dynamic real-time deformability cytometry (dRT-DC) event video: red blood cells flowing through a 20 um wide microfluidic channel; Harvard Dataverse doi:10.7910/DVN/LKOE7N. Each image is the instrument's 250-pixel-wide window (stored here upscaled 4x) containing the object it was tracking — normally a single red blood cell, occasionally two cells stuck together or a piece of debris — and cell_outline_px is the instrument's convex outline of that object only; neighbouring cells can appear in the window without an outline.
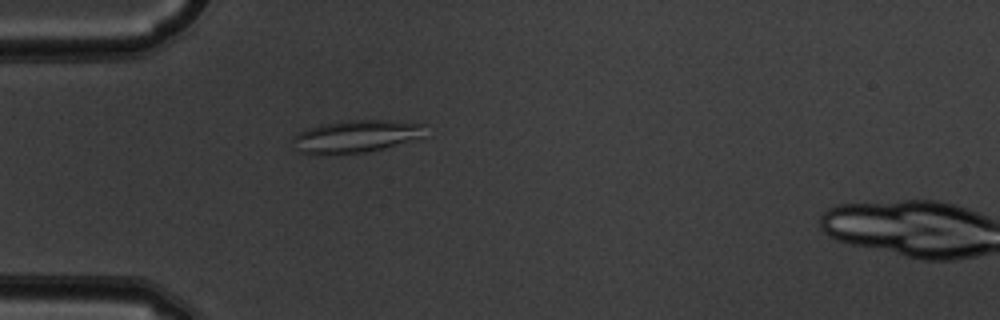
{"species": "common noctule bat (a hibernating species)", "species_latin": "Nyctalus noctula", "temperature_condition": "warm", "stored_images_in_passage": 54, "segment_of_instrument_passage": [1, 2], "camera_frame_rate_fps": 3000, "um_per_image_px": 0.085, "animal": {"sex": "male", "body_mass_g": 19.5, "forearm_length_mm": 54.6}, "frame": {"image": 1, "passage_image": 16, "time_ms": 5.0, "image_size_px": [1000, 320], "cell_outline_px": [[424, 124], [420, 136], [384, 148], [364, 152], [324, 156], [312, 156], [296, 152], [292, 140], [292, 136], [304, 128], [320, 124], [344, 120], [380, 120]], "centroid_in_image_um": [30.02, 11.62], "position_along_channel_um": 55.0, "area_um2": 25.26}}
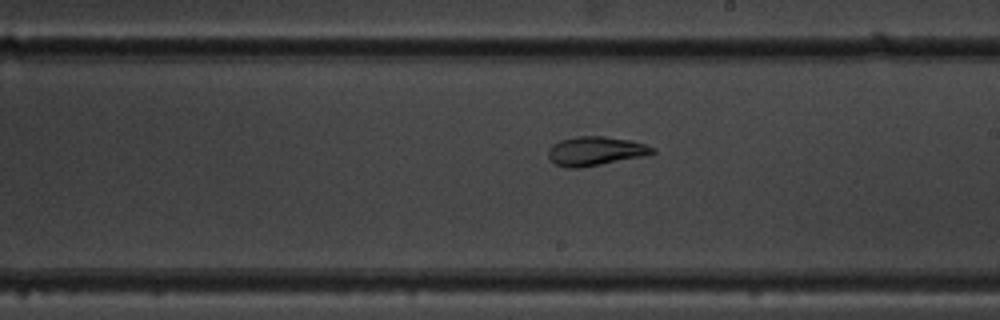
{"frame": {"image": 2, "passage_image": 31, "time_ms": 10.0, "image_size_px": [1000, 320], "cell_outline_px": [[656, 152], [640, 156], [580, 168], [568, 168], [556, 164], [548, 156], [548, 148], [552, 144], [560, 140], [580, 136], [604, 136], [632, 140], [656, 148]], "centroid_in_image_um": [50.59, 12.82], "position_along_channel_um": 238.4, "area_um2": 17.4}}
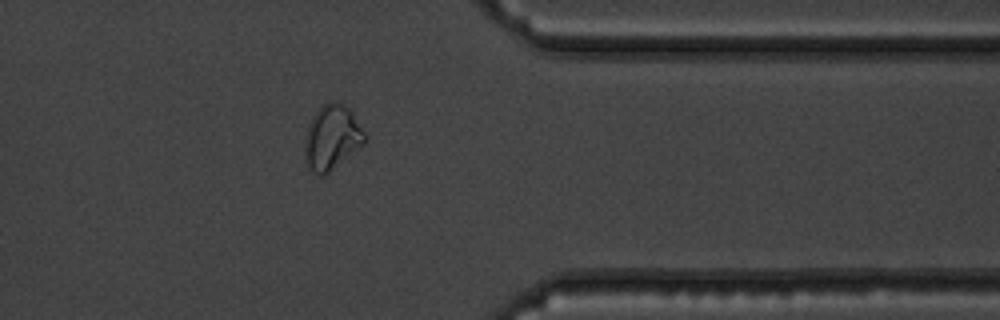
{"frame": {"image": 3, "passage_image": 43, "time_ms": 14.0, "image_size_px": [1000, 320], "cell_outline_px": [[364, 144], [324, 176], [320, 176], [312, 172], [308, 164], [304, 152], [304, 136], [312, 116], [324, 104], [332, 100], [336, 100], [344, 104], [352, 112], [364, 132]], "centroid_in_image_um": [28.19, 11.68], "position_along_channel_um": 383.2, "area_um2": 22.48}}